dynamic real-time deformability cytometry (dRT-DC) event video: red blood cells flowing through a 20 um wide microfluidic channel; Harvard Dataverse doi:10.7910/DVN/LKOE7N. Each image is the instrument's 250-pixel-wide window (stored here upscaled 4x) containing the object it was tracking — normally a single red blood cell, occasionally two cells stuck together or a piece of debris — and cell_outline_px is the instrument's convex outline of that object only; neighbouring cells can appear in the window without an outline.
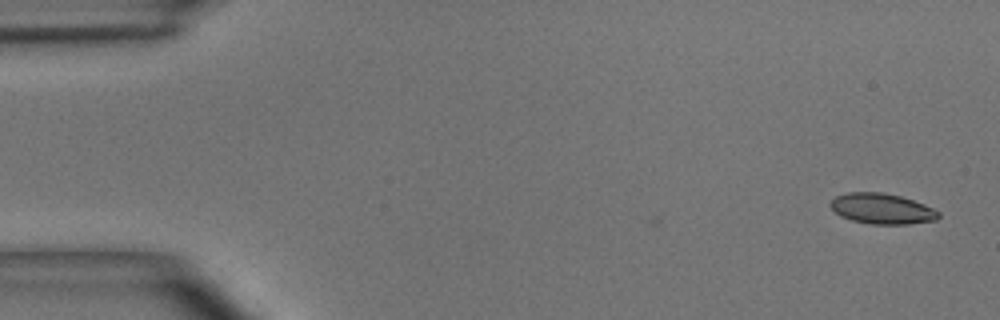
{"species": "common noctule bat (a hibernating species)", "species_latin": "Nyctalus noctula", "temperature_condition": "room temperature", "stored_images_in_passage": 4, "camera_frame_rate_fps": 3000, "um_per_image_px": 0.085, "animal": {"sex": "male", "body_mass_g": 15.6}, "frame": {"image": 1, "passage_image": 1, "time_ms": 0.0, "image_size_px": [1000, 320], "cell_outline_px": [[940, 216], [936, 220], [908, 224], [872, 224], [852, 220], [840, 216], [828, 204], [836, 196], [848, 192], [880, 192], [900, 196], [924, 204], [940, 212]], "centroid_in_image_um": [74.96, 17.74], "position_along_channel_um": 10.0, "area_um2": 19.13}}